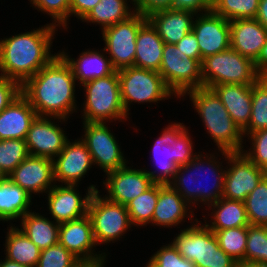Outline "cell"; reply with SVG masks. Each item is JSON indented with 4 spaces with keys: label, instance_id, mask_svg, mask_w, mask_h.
<instances>
[{
    "label": "cell",
    "instance_id": "16",
    "mask_svg": "<svg viewBox=\"0 0 267 267\" xmlns=\"http://www.w3.org/2000/svg\"><path fill=\"white\" fill-rule=\"evenodd\" d=\"M51 118L58 119L60 122L66 120L58 117L36 116L31 122L25 139L29 155L53 160L63 150L68 138L65 131Z\"/></svg>",
    "mask_w": 267,
    "mask_h": 267
},
{
    "label": "cell",
    "instance_id": "11",
    "mask_svg": "<svg viewBox=\"0 0 267 267\" xmlns=\"http://www.w3.org/2000/svg\"><path fill=\"white\" fill-rule=\"evenodd\" d=\"M158 72L175 97L181 98L187 91L203 87L201 62L186 56L175 44L164 43Z\"/></svg>",
    "mask_w": 267,
    "mask_h": 267
},
{
    "label": "cell",
    "instance_id": "48",
    "mask_svg": "<svg viewBox=\"0 0 267 267\" xmlns=\"http://www.w3.org/2000/svg\"><path fill=\"white\" fill-rule=\"evenodd\" d=\"M213 0H172V8L198 12H207L212 8Z\"/></svg>",
    "mask_w": 267,
    "mask_h": 267
},
{
    "label": "cell",
    "instance_id": "14",
    "mask_svg": "<svg viewBox=\"0 0 267 267\" xmlns=\"http://www.w3.org/2000/svg\"><path fill=\"white\" fill-rule=\"evenodd\" d=\"M84 137L81 140L86 144L91 154L93 164L100 166L106 174L127 165L120 146L115 140L106 122H84Z\"/></svg>",
    "mask_w": 267,
    "mask_h": 267
},
{
    "label": "cell",
    "instance_id": "15",
    "mask_svg": "<svg viewBox=\"0 0 267 267\" xmlns=\"http://www.w3.org/2000/svg\"><path fill=\"white\" fill-rule=\"evenodd\" d=\"M58 243L70 251L81 263L106 260L105 252L97 255L92 250L97 244L93 236L92 222L88 215L60 224Z\"/></svg>",
    "mask_w": 267,
    "mask_h": 267
},
{
    "label": "cell",
    "instance_id": "4",
    "mask_svg": "<svg viewBox=\"0 0 267 267\" xmlns=\"http://www.w3.org/2000/svg\"><path fill=\"white\" fill-rule=\"evenodd\" d=\"M182 124L174 122L165 127L153 145V160L159 170L146 172L155 183L169 184L177 167L187 164L197 156L193 154V142L188 130Z\"/></svg>",
    "mask_w": 267,
    "mask_h": 267
},
{
    "label": "cell",
    "instance_id": "13",
    "mask_svg": "<svg viewBox=\"0 0 267 267\" xmlns=\"http://www.w3.org/2000/svg\"><path fill=\"white\" fill-rule=\"evenodd\" d=\"M221 154L228 160L222 197L244 201L267 172L257 167L243 152L222 151Z\"/></svg>",
    "mask_w": 267,
    "mask_h": 267
},
{
    "label": "cell",
    "instance_id": "39",
    "mask_svg": "<svg viewBox=\"0 0 267 267\" xmlns=\"http://www.w3.org/2000/svg\"><path fill=\"white\" fill-rule=\"evenodd\" d=\"M245 264L267 265V226H247Z\"/></svg>",
    "mask_w": 267,
    "mask_h": 267
},
{
    "label": "cell",
    "instance_id": "8",
    "mask_svg": "<svg viewBox=\"0 0 267 267\" xmlns=\"http://www.w3.org/2000/svg\"><path fill=\"white\" fill-rule=\"evenodd\" d=\"M203 87L220 84L253 85L259 78L254 62L231 47L201 62Z\"/></svg>",
    "mask_w": 267,
    "mask_h": 267
},
{
    "label": "cell",
    "instance_id": "47",
    "mask_svg": "<svg viewBox=\"0 0 267 267\" xmlns=\"http://www.w3.org/2000/svg\"><path fill=\"white\" fill-rule=\"evenodd\" d=\"M186 56L202 62L198 41L195 34L191 31L186 34L178 43L175 44Z\"/></svg>",
    "mask_w": 267,
    "mask_h": 267
},
{
    "label": "cell",
    "instance_id": "27",
    "mask_svg": "<svg viewBox=\"0 0 267 267\" xmlns=\"http://www.w3.org/2000/svg\"><path fill=\"white\" fill-rule=\"evenodd\" d=\"M65 61L70 65L73 75L79 84H83L93 79L109 76L116 70L113 68L110 59L104 57L100 51L87 50L79 55L77 60L69 57L64 50L59 53Z\"/></svg>",
    "mask_w": 267,
    "mask_h": 267
},
{
    "label": "cell",
    "instance_id": "32",
    "mask_svg": "<svg viewBox=\"0 0 267 267\" xmlns=\"http://www.w3.org/2000/svg\"><path fill=\"white\" fill-rule=\"evenodd\" d=\"M5 249V258L28 267H36L41 254V249L15 226L8 229Z\"/></svg>",
    "mask_w": 267,
    "mask_h": 267
},
{
    "label": "cell",
    "instance_id": "7",
    "mask_svg": "<svg viewBox=\"0 0 267 267\" xmlns=\"http://www.w3.org/2000/svg\"><path fill=\"white\" fill-rule=\"evenodd\" d=\"M86 92L83 103V122H108L127 120L120 97L118 73L82 84Z\"/></svg>",
    "mask_w": 267,
    "mask_h": 267
},
{
    "label": "cell",
    "instance_id": "53",
    "mask_svg": "<svg viewBox=\"0 0 267 267\" xmlns=\"http://www.w3.org/2000/svg\"><path fill=\"white\" fill-rule=\"evenodd\" d=\"M104 263H106V261H101V262H95V263H82L81 265H79L78 267H104Z\"/></svg>",
    "mask_w": 267,
    "mask_h": 267
},
{
    "label": "cell",
    "instance_id": "3",
    "mask_svg": "<svg viewBox=\"0 0 267 267\" xmlns=\"http://www.w3.org/2000/svg\"><path fill=\"white\" fill-rule=\"evenodd\" d=\"M186 94L219 151L242 152L243 132L232 120L217 94L207 87L192 89Z\"/></svg>",
    "mask_w": 267,
    "mask_h": 267
},
{
    "label": "cell",
    "instance_id": "17",
    "mask_svg": "<svg viewBox=\"0 0 267 267\" xmlns=\"http://www.w3.org/2000/svg\"><path fill=\"white\" fill-rule=\"evenodd\" d=\"M196 17L192 32L198 41L202 59L230 48V21L212 10Z\"/></svg>",
    "mask_w": 267,
    "mask_h": 267
},
{
    "label": "cell",
    "instance_id": "2",
    "mask_svg": "<svg viewBox=\"0 0 267 267\" xmlns=\"http://www.w3.org/2000/svg\"><path fill=\"white\" fill-rule=\"evenodd\" d=\"M56 27L50 23L0 40V75L22 85L49 64L59 54L50 52Z\"/></svg>",
    "mask_w": 267,
    "mask_h": 267
},
{
    "label": "cell",
    "instance_id": "54",
    "mask_svg": "<svg viewBox=\"0 0 267 267\" xmlns=\"http://www.w3.org/2000/svg\"><path fill=\"white\" fill-rule=\"evenodd\" d=\"M239 267H267V265H260V264H244V265H240Z\"/></svg>",
    "mask_w": 267,
    "mask_h": 267
},
{
    "label": "cell",
    "instance_id": "45",
    "mask_svg": "<svg viewBox=\"0 0 267 267\" xmlns=\"http://www.w3.org/2000/svg\"><path fill=\"white\" fill-rule=\"evenodd\" d=\"M21 93V85L0 75V112H2Z\"/></svg>",
    "mask_w": 267,
    "mask_h": 267
},
{
    "label": "cell",
    "instance_id": "1",
    "mask_svg": "<svg viewBox=\"0 0 267 267\" xmlns=\"http://www.w3.org/2000/svg\"><path fill=\"white\" fill-rule=\"evenodd\" d=\"M75 82L70 65L58 54L21 85V93L28 99L37 116L68 119V115L77 109Z\"/></svg>",
    "mask_w": 267,
    "mask_h": 267
},
{
    "label": "cell",
    "instance_id": "40",
    "mask_svg": "<svg viewBox=\"0 0 267 267\" xmlns=\"http://www.w3.org/2000/svg\"><path fill=\"white\" fill-rule=\"evenodd\" d=\"M29 156L26 141L22 139L0 140V167L9 176Z\"/></svg>",
    "mask_w": 267,
    "mask_h": 267
},
{
    "label": "cell",
    "instance_id": "52",
    "mask_svg": "<svg viewBox=\"0 0 267 267\" xmlns=\"http://www.w3.org/2000/svg\"><path fill=\"white\" fill-rule=\"evenodd\" d=\"M0 267H28V266L21 265L17 262H13L5 258V260L0 262Z\"/></svg>",
    "mask_w": 267,
    "mask_h": 267
},
{
    "label": "cell",
    "instance_id": "23",
    "mask_svg": "<svg viewBox=\"0 0 267 267\" xmlns=\"http://www.w3.org/2000/svg\"><path fill=\"white\" fill-rule=\"evenodd\" d=\"M195 12L182 9H163L147 16L164 43L176 44L192 31Z\"/></svg>",
    "mask_w": 267,
    "mask_h": 267
},
{
    "label": "cell",
    "instance_id": "33",
    "mask_svg": "<svg viewBox=\"0 0 267 267\" xmlns=\"http://www.w3.org/2000/svg\"><path fill=\"white\" fill-rule=\"evenodd\" d=\"M134 4V0H131ZM136 11L128 6L127 0H100L94 8L82 19V22L101 24V29L124 21Z\"/></svg>",
    "mask_w": 267,
    "mask_h": 267
},
{
    "label": "cell",
    "instance_id": "26",
    "mask_svg": "<svg viewBox=\"0 0 267 267\" xmlns=\"http://www.w3.org/2000/svg\"><path fill=\"white\" fill-rule=\"evenodd\" d=\"M211 89L217 94L230 117L243 131L249 124L252 106V85L220 84Z\"/></svg>",
    "mask_w": 267,
    "mask_h": 267
},
{
    "label": "cell",
    "instance_id": "6",
    "mask_svg": "<svg viewBox=\"0 0 267 267\" xmlns=\"http://www.w3.org/2000/svg\"><path fill=\"white\" fill-rule=\"evenodd\" d=\"M195 224L181 230L172 245L195 267H239L240 264L220 247L215 233L206 224Z\"/></svg>",
    "mask_w": 267,
    "mask_h": 267
},
{
    "label": "cell",
    "instance_id": "38",
    "mask_svg": "<svg viewBox=\"0 0 267 267\" xmlns=\"http://www.w3.org/2000/svg\"><path fill=\"white\" fill-rule=\"evenodd\" d=\"M243 202L250 225L267 226V175Z\"/></svg>",
    "mask_w": 267,
    "mask_h": 267
},
{
    "label": "cell",
    "instance_id": "9",
    "mask_svg": "<svg viewBox=\"0 0 267 267\" xmlns=\"http://www.w3.org/2000/svg\"><path fill=\"white\" fill-rule=\"evenodd\" d=\"M117 73L121 102L127 115L128 107L133 101L155 103L174 94L158 71L131 66L118 70Z\"/></svg>",
    "mask_w": 267,
    "mask_h": 267
},
{
    "label": "cell",
    "instance_id": "41",
    "mask_svg": "<svg viewBox=\"0 0 267 267\" xmlns=\"http://www.w3.org/2000/svg\"><path fill=\"white\" fill-rule=\"evenodd\" d=\"M82 263L59 243L41 250L36 267H78Z\"/></svg>",
    "mask_w": 267,
    "mask_h": 267
},
{
    "label": "cell",
    "instance_id": "21",
    "mask_svg": "<svg viewBox=\"0 0 267 267\" xmlns=\"http://www.w3.org/2000/svg\"><path fill=\"white\" fill-rule=\"evenodd\" d=\"M8 177L31 195L47 193L55 183L53 160L29 155Z\"/></svg>",
    "mask_w": 267,
    "mask_h": 267
},
{
    "label": "cell",
    "instance_id": "28",
    "mask_svg": "<svg viewBox=\"0 0 267 267\" xmlns=\"http://www.w3.org/2000/svg\"><path fill=\"white\" fill-rule=\"evenodd\" d=\"M164 42L156 29L147 20L139 29L136 38L134 66L159 71Z\"/></svg>",
    "mask_w": 267,
    "mask_h": 267
},
{
    "label": "cell",
    "instance_id": "18",
    "mask_svg": "<svg viewBox=\"0 0 267 267\" xmlns=\"http://www.w3.org/2000/svg\"><path fill=\"white\" fill-rule=\"evenodd\" d=\"M77 185H55L48 191V208L56 223L80 219L87 215L88 204L94 191H98L95 185L87 189L86 196L82 198L78 193Z\"/></svg>",
    "mask_w": 267,
    "mask_h": 267
},
{
    "label": "cell",
    "instance_id": "37",
    "mask_svg": "<svg viewBox=\"0 0 267 267\" xmlns=\"http://www.w3.org/2000/svg\"><path fill=\"white\" fill-rule=\"evenodd\" d=\"M260 0H213L211 10L227 19H255Z\"/></svg>",
    "mask_w": 267,
    "mask_h": 267
},
{
    "label": "cell",
    "instance_id": "35",
    "mask_svg": "<svg viewBox=\"0 0 267 267\" xmlns=\"http://www.w3.org/2000/svg\"><path fill=\"white\" fill-rule=\"evenodd\" d=\"M157 201L158 183H154L144 193L128 202L126 209L129 213L131 224L144 226L151 223Z\"/></svg>",
    "mask_w": 267,
    "mask_h": 267
},
{
    "label": "cell",
    "instance_id": "44",
    "mask_svg": "<svg viewBox=\"0 0 267 267\" xmlns=\"http://www.w3.org/2000/svg\"><path fill=\"white\" fill-rule=\"evenodd\" d=\"M252 148L242 151L257 167L267 172V129L249 134ZM246 151V152H245Z\"/></svg>",
    "mask_w": 267,
    "mask_h": 267
},
{
    "label": "cell",
    "instance_id": "24",
    "mask_svg": "<svg viewBox=\"0 0 267 267\" xmlns=\"http://www.w3.org/2000/svg\"><path fill=\"white\" fill-rule=\"evenodd\" d=\"M37 114L28 99L20 93L0 112V140H25L31 122Z\"/></svg>",
    "mask_w": 267,
    "mask_h": 267
},
{
    "label": "cell",
    "instance_id": "10",
    "mask_svg": "<svg viewBox=\"0 0 267 267\" xmlns=\"http://www.w3.org/2000/svg\"><path fill=\"white\" fill-rule=\"evenodd\" d=\"M87 215L97 245L119 240L132 227L126 205L101 197L99 190L94 191L90 198Z\"/></svg>",
    "mask_w": 267,
    "mask_h": 267
},
{
    "label": "cell",
    "instance_id": "19",
    "mask_svg": "<svg viewBox=\"0 0 267 267\" xmlns=\"http://www.w3.org/2000/svg\"><path fill=\"white\" fill-rule=\"evenodd\" d=\"M53 159L55 183L77 185L88 170L92 168V158L86 144L77 139L73 143L67 140L63 150ZM80 180V181H79Z\"/></svg>",
    "mask_w": 267,
    "mask_h": 267
},
{
    "label": "cell",
    "instance_id": "25",
    "mask_svg": "<svg viewBox=\"0 0 267 267\" xmlns=\"http://www.w3.org/2000/svg\"><path fill=\"white\" fill-rule=\"evenodd\" d=\"M189 209L190 205L170 184L158 183V201L151 224L168 228L177 226L187 216L192 220L194 214Z\"/></svg>",
    "mask_w": 267,
    "mask_h": 267
},
{
    "label": "cell",
    "instance_id": "22",
    "mask_svg": "<svg viewBox=\"0 0 267 267\" xmlns=\"http://www.w3.org/2000/svg\"><path fill=\"white\" fill-rule=\"evenodd\" d=\"M267 39V29L256 19L230 21V47L255 62Z\"/></svg>",
    "mask_w": 267,
    "mask_h": 267
},
{
    "label": "cell",
    "instance_id": "30",
    "mask_svg": "<svg viewBox=\"0 0 267 267\" xmlns=\"http://www.w3.org/2000/svg\"><path fill=\"white\" fill-rule=\"evenodd\" d=\"M213 207L211 212V224L206 226L212 231L225 230L236 227L249 226L246 208L243 201L231 200L221 197L217 202L209 205ZM213 214V215H212Z\"/></svg>",
    "mask_w": 267,
    "mask_h": 267
},
{
    "label": "cell",
    "instance_id": "50",
    "mask_svg": "<svg viewBox=\"0 0 267 267\" xmlns=\"http://www.w3.org/2000/svg\"><path fill=\"white\" fill-rule=\"evenodd\" d=\"M254 65L260 77H267V39Z\"/></svg>",
    "mask_w": 267,
    "mask_h": 267
},
{
    "label": "cell",
    "instance_id": "34",
    "mask_svg": "<svg viewBox=\"0 0 267 267\" xmlns=\"http://www.w3.org/2000/svg\"><path fill=\"white\" fill-rule=\"evenodd\" d=\"M260 129H267V77H260L252 85L251 118L243 136Z\"/></svg>",
    "mask_w": 267,
    "mask_h": 267
},
{
    "label": "cell",
    "instance_id": "20",
    "mask_svg": "<svg viewBox=\"0 0 267 267\" xmlns=\"http://www.w3.org/2000/svg\"><path fill=\"white\" fill-rule=\"evenodd\" d=\"M106 175L103 184L108 193L105 197L122 205H127L155 183L145 169L136 170L127 165Z\"/></svg>",
    "mask_w": 267,
    "mask_h": 267
},
{
    "label": "cell",
    "instance_id": "31",
    "mask_svg": "<svg viewBox=\"0 0 267 267\" xmlns=\"http://www.w3.org/2000/svg\"><path fill=\"white\" fill-rule=\"evenodd\" d=\"M59 226L39 213L28 212L21 218L20 230L43 250L58 244Z\"/></svg>",
    "mask_w": 267,
    "mask_h": 267
},
{
    "label": "cell",
    "instance_id": "5",
    "mask_svg": "<svg viewBox=\"0 0 267 267\" xmlns=\"http://www.w3.org/2000/svg\"><path fill=\"white\" fill-rule=\"evenodd\" d=\"M213 155L214 154H210V157L207 158V160L204 158L205 155H203L202 160V154H197V156L187 164L178 166L173 180L169 183L189 205H195V203L198 205L197 202H202V204H207L209 207L210 204L217 202L222 197L226 170L225 168L223 170L222 167H220L222 165H220L219 160H214L217 157H214ZM207 165L208 167H206ZM205 167L208 169L211 168L209 171L212 172L210 174H213L214 177V183L212 184V187H210L211 189H207V186L203 187L200 178L198 180V171L201 172L204 170L205 172ZM189 183L193 185L191 186ZM195 183H198L197 186H194Z\"/></svg>",
    "mask_w": 267,
    "mask_h": 267
},
{
    "label": "cell",
    "instance_id": "55",
    "mask_svg": "<svg viewBox=\"0 0 267 267\" xmlns=\"http://www.w3.org/2000/svg\"><path fill=\"white\" fill-rule=\"evenodd\" d=\"M6 178H8V176L4 173V171L0 167V181L5 180Z\"/></svg>",
    "mask_w": 267,
    "mask_h": 267
},
{
    "label": "cell",
    "instance_id": "43",
    "mask_svg": "<svg viewBox=\"0 0 267 267\" xmlns=\"http://www.w3.org/2000/svg\"><path fill=\"white\" fill-rule=\"evenodd\" d=\"M155 253L145 267H195L194 263L184 258L172 243L161 247Z\"/></svg>",
    "mask_w": 267,
    "mask_h": 267
},
{
    "label": "cell",
    "instance_id": "29",
    "mask_svg": "<svg viewBox=\"0 0 267 267\" xmlns=\"http://www.w3.org/2000/svg\"><path fill=\"white\" fill-rule=\"evenodd\" d=\"M31 197L9 177L0 181V221L21 219L30 212Z\"/></svg>",
    "mask_w": 267,
    "mask_h": 267
},
{
    "label": "cell",
    "instance_id": "42",
    "mask_svg": "<svg viewBox=\"0 0 267 267\" xmlns=\"http://www.w3.org/2000/svg\"><path fill=\"white\" fill-rule=\"evenodd\" d=\"M30 3L42 12L49 14L54 21V26L67 28L70 17V0H30ZM57 23V24H56Z\"/></svg>",
    "mask_w": 267,
    "mask_h": 267
},
{
    "label": "cell",
    "instance_id": "12",
    "mask_svg": "<svg viewBox=\"0 0 267 267\" xmlns=\"http://www.w3.org/2000/svg\"><path fill=\"white\" fill-rule=\"evenodd\" d=\"M147 21V16L135 12L128 19L103 29L105 43L103 51L108 52L113 68L118 71L134 66L136 38L140 27Z\"/></svg>",
    "mask_w": 267,
    "mask_h": 267
},
{
    "label": "cell",
    "instance_id": "46",
    "mask_svg": "<svg viewBox=\"0 0 267 267\" xmlns=\"http://www.w3.org/2000/svg\"><path fill=\"white\" fill-rule=\"evenodd\" d=\"M134 5L136 12L148 16L155 11L172 8V0H134Z\"/></svg>",
    "mask_w": 267,
    "mask_h": 267
},
{
    "label": "cell",
    "instance_id": "49",
    "mask_svg": "<svg viewBox=\"0 0 267 267\" xmlns=\"http://www.w3.org/2000/svg\"><path fill=\"white\" fill-rule=\"evenodd\" d=\"M99 1L100 0H70V16L74 15L82 20Z\"/></svg>",
    "mask_w": 267,
    "mask_h": 267
},
{
    "label": "cell",
    "instance_id": "51",
    "mask_svg": "<svg viewBox=\"0 0 267 267\" xmlns=\"http://www.w3.org/2000/svg\"><path fill=\"white\" fill-rule=\"evenodd\" d=\"M255 19L267 29V0H260L258 13Z\"/></svg>",
    "mask_w": 267,
    "mask_h": 267
},
{
    "label": "cell",
    "instance_id": "36",
    "mask_svg": "<svg viewBox=\"0 0 267 267\" xmlns=\"http://www.w3.org/2000/svg\"><path fill=\"white\" fill-rule=\"evenodd\" d=\"M213 232L218 239L219 247L240 265H244L247 243V226Z\"/></svg>",
    "mask_w": 267,
    "mask_h": 267
}]
</instances>
